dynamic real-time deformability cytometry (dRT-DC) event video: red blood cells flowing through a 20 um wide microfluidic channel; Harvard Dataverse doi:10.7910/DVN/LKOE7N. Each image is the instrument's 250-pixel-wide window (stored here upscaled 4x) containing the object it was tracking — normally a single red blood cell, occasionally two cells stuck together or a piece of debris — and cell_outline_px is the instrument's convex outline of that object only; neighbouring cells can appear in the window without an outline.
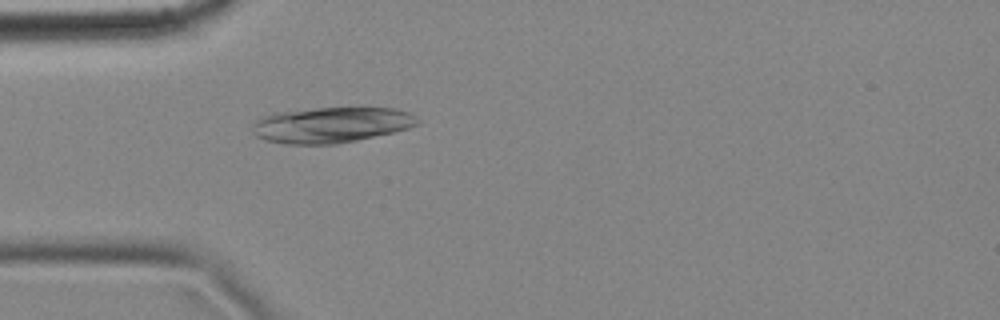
{"species": "common noctule bat (a hibernating species)", "species_latin": "Nyctalus noctula", "temperature_condition": "cold", "stored_images_in_passage": 5, "camera_frame_rate_fps": 3000, "um_per_image_px": 0.085, "animal": {"sex": "female", "body_mass_g": 18.4}, "frame": {"image": 1, "passage_image": 5, "time_ms": 1.333, "image_size_px": [1000, 320], "cell_outline_px": [[420, 124], [408, 128], [392, 132], [356, 140], [336, 144], [284, 144], [264, 140], [256, 136], [252, 132], [252, 124], [260, 116], [272, 112], [316, 108], [364, 104], [396, 108], [408, 112], [416, 116], [420, 120]], "centroid_in_image_um": [28.18, 10.56], "position_along_channel_um": 56.8, "area_um2": 35.72}}